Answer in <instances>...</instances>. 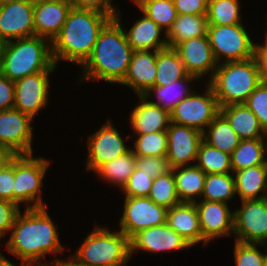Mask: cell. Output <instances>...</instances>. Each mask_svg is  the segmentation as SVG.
Returning a JSON list of instances; mask_svg holds the SVG:
<instances>
[{"label":"cell","instance_id":"6da1fadb","mask_svg":"<svg viewBox=\"0 0 267 266\" xmlns=\"http://www.w3.org/2000/svg\"><path fill=\"white\" fill-rule=\"evenodd\" d=\"M25 209L24 215L19 212L15 218L7 251L32 266H65L67 261L61 259L53 260L52 265L41 263L46 254L64 251L46 207Z\"/></svg>","mask_w":267,"mask_h":266},{"label":"cell","instance_id":"7a4b0ae2","mask_svg":"<svg viewBox=\"0 0 267 266\" xmlns=\"http://www.w3.org/2000/svg\"><path fill=\"white\" fill-rule=\"evenodd\" d=\"M120 11L100 31L97 42L83 66L82 79L121 83L128 71L133 49L123 29Z\"/></svg>","mask_w":267,"mask_h":266},{"label":"cell","instance_id":"3957f363","mask_svg":"<svg viewBox=\"0 0 267 266\" xmlns=\"http://www.w3.org/2000/svg\"><path fill=\"white\" fill-rule=\"evenodd\" d=\"M110 20L101 12L72 7L60 33L50 43L54 64L65 60L83 65L91 55L100 31Z\"/></svg>","mask_w":267,"mask_h":266},{"label":"cell","instance_id":"277c9868","mask_svg":"<svg viewBox=\"0 0 267 266\" xmlns=\"http://www.w3.org/2000/svg\"><path fill=\"white\" fill-rule=\"evenodd\" d=\"M263 81L251 58L242 61L221 62L208 85L216 96L219 108L244 104Z\"/></svg>","mask_w":267,"mask_h":266},{"label":"cell","instance_id":"5b68a950","mask_svg":"<svg viewBox=\"0 0 267 266\" xmlns=\"http://www.w3.org/2000/svg\"><path fill=\"white\" fill-rule=\"evenodd\" d=\"M131 258L130 239L120 230L96 227L71 255L66 266H125Z\"/></svg>","mask_w":267,"mask_h":266},{"label":"cell","instance_id":"8992f818","mask_svg":"<svg viewBox=\"0 0 267 266\" xmlns=\"http://www.w3.org/2000/svg\"><path fill=\"white\" fill-rule=\"evenodd\" d=\"M48 39L33 36L6 44L0 74L15 82L25 76L47 71L53 64Z\"/></svg>","mask_w":267,"mask_h":266},{"label":"cell","instance_id":"52a82bcc","mask_svg":"<svg viewBox=\"0 0 267 266\" xmlns=\"http://www.w3.org/2000/svg\"><path fill=\"white\" fill-rule=\"evenodd\" d=\"M49 163L46 159L34 158L33 154L15 155L13 203L26 202L28 209L45 207L40 197V187ZM29 202L34 203L31 205Z\"/></svg>","mask_w":267,"mask_h":266},{"label":"cell","instance_id":"ba28073f","mask_svg":"<svg viewBox=\"0 0 267 266\" xmlns=\"http://www.w3.org/2000/svg\"><path fill=\"white\" fill-rule=\"evenodd\" d=\"M210 46L217 63L242 61L251 58L253 43L243 25H208Z\"/></svg>","mask_w":267,"mask_h":266},{"label":"cell","instance_id":"9c48e42d","mask_svg":"<svg viewBox=\"0 0 267 266\" xmlns=\"http://www.w3.org/2000/svg\"><path fill=\"white\" fill-rule=\"evenodd\" d=\"M202 95L192 92L171 111V122L194 128L202 133L219 114V105L212 88L207 84ZM206 127V128H204Z\"/></svg>","mask_w":267,"mask_h":266},{"label":"cell","instance_id":"30bf717a","mask_svg":"<svg viewBox=\"0 0 267 266\" xmlns=\"http://www.w3.org/2000/svg\"><path fill=\"white\" fill-rule=\"evenodd\" d=\"M167 210L148 197H125L120 231L131 239L146 228L164 225Z\"/></svg>","mask_w":267,"mask_h":266},{"label":"cell","instance_id":"8fae6325","mask_svg":"<svg viewBox=\"0 0 267 266\" xmlns=\"http://www.w3.org/2000/svg\"><path fill=\"white\" fill-rule=\"evenodd\" d=\"M234 211V235L242 243L265 244L267 241V197L241 201Z\"/></svg>","mask_w":267,"mask_h":266},{"label":"cell","instance_id":"7c38bea8","mask_svg":"<svg viewBox=\"0 0 267 266\" xmlns=\"http://www.w3.org/2000/svg\"><path fill=\"white\" fill-rule=\"evenodd\" d=\"M33 119L16 108L0 111V145L13 154H33Z\"/></svg>","mask_w":267,"mask_h":266},{"label":"cell","instance_id":"4fadbf2b","mask_svg":"<svg viewBox=\"0 0 267 266\" xmlns=\"http://www.w3.org/2000/svg\"><path fill=\"white\" fill-rule=\"evenodd\" d=\"M53 64L47 71L28 75L14 82V108L30 116L46 107L48 103L49 75L54 71Z\"/></svg>","mask_w":267,"mask_h":266},{"label":"cell","instance_id":"5bb4252c","mask_svg":"<svg viewBox=\"0 0 267 266\" xmlns=\"http://www.w3.org/2000/svg\"><path fill=\"white\" fill-rule=\"evenodd\" d=\"M124 142L110 120L107 121L96 133L89 136L86 169L96 172L103 164L130 151Z\"/></svg>","mask_w":267,"mask_h":266},{"label":"cell","instance_id":"9a60e30c","mask_svg":"<svg viewBox=\"0 0 267 266\" xmlns=\"http://www.w3.org/2000/svg\"><path fill=\"white\" fill-rule=\"evenodd\" d=\"M34 2L19 0L0 6V38L6 42L35 36Z\"/></svg>","mask_w":267,"mask_h":266},{"label":"cell","instance_id":"2e32d148","mask_svg":"<svg viewBox=\"0 0 267 266\" xmlns=\"http://www.w3.org/2000/svg\"><path fill=\"white\" fill-rule=\"evenodd\" d=\"M168 149L166 157L172 168L186 166L197 158L200 143L203 141V133L184 125L171 122L168 126Z\"/></svg>","mask_w":267,"mask_h":266},{"label":"cell","instance_id":"e0dca14e","mask_svg":"<svg viewBox=\"0 0 267 266\" xmlns=\"http://www.w3.org/2000/svg\"><path fill=\"white\" fill-rule=\"evenodd\" d=\"M195 205L204 245L214 238L230 236L234 233V211H230L228 204L201 200L196 201Z\"/></svg>","mask_w":267,"mask_h":266},{"label":"cell","instance_id":"ac0fdd59","mask_svg":"<svg viewBox=\"0 0 267 266\" xmlns=\"http://www.w3.org/2000/svg\"><path fill=\"white\" fill-rule=\"evenodd\" d=\"M174 49L179 54L188 74L200 79L212 71V78L218 63L210 46L208 35L181 41Z\"/></svg>","mask_w":267,"mask_h":266},{"label":"cell","instance_id":"d6986e66","mask_svg":"<svg viewBox=\"0 0 267 266\" xmlns=\"http://www.w3.org/2000/svg\"><path fill=\"white\" fill-rule=\"evenodd\" d=\"M70 0H38L34 2L33 24L35 36L50 41L60 33L69 11Z\"/></svg>","mask_w":267,"mask_h":266},{"label":"cell","instance_id":"ffe728a7","mask_svg":"<svg viewBox=\"0 0 267 266\" xmlns=\"http://www.w3.org/2000/svg\"><path fill=\"white\" fill-rule=\"evenodd\" d=\"M191 245L166 223L161 226L149 227L135 234L130 239V254L138 249L146 252H162L180 250Z\"/></svg>","mask_w":267,"mask_h":266},{"label":"cell","instance_id":"44dd1931","mask_svg":"<svg viewBox=\"0 0 267 266\" xmlns=\"http://www.w3.org/2000/svg\"><path fill=\"white\" fill-rule=\"evenodd\" d=\"M156 60L157 51H133L127 74L120 84L130 87L138 96H143L154 86Z\"/></svg>","mask_w":267,"mask_h":266},{"label":"cell","instance_id":"7402d4cb","mask_svg":"<svg viewBox=\"0 0 267 266\" xmlns=\"http://www.w3.org/2000/svg\"><path fill=\"white\" fill-rule=\"evenodd\" d=\"M140 104L131 112L130 122L136 135L166 131L171 123L170 111L151 104L144 96H138Z\"/></svg>","mask_w":267,"mask_h":266},{"label":"cell","instance_id":"603a6c76","mask_svg":"<svg viewBox=\"0 0 267 266\" xmlns=\"http://www.w3.org/2000/svg\"><path fill=\"white\" fill-rule=\"evenodd\" d=\"M166 224L191 246L202 241L199 215L195 203L181 202L169 208Z\"/></svg>","mask_w":267,"mask_h":266},{"label":"cell","instance_id":"cb8c5ba5","mask_svg":"<svg viewBox=\"0 0 267 266\" xmlns=\"http://www.w3.org/2000/svg\"><path fill=\"white\" fill-rule=\"evenodd\" d=\"M219 113L228 121L241 140L267 138L255 114L245 104L221 107Z\"/></svg>","mask_w":267,"mask_h":266},{"label":"cell","instance_id":"d4e9b609","mask_svg":"<svg viewBox=\"0 0 267 266\" xmlns=\"http://www.w3.org/2000/svg\"><path fill=\"white\" fill-rule=\"evenodd\" d=\"M161 31L159 25L144 14L125 34L133 51H159L168 47L167 39L160 38Z\"/></svg>","mask_w":267,"mask_h":266},{"label":"cell","instance_id":"484cf974","mask_svg":"<svg viewBox=\"0 0 267 266\" xmlns=\"http://www.w3.org/2000/svg\"><path fill=\"white\" fill-rule=\"evenodd\" d=\"M234 175L236 194L241 201L267 197V164L236 171Z\"/></svg>","mask_w":267,"mask_h":266},{"label":"cell","instance_id":"4316f807","mask_svg":"<svg viewBox=\"0 0 267 266\" xmlns=\"http://www.w3.org/2000/svg\"><path fill=\"white\" fill-rule=\"evenodd\" d=\"M179 200L195 203L196 196H202L206 174L196 165L175 167L172 169Z\"/></svg>","mask_w":267,"mask_h":266},{"label":"cell","instance_id":"83f0119b","mask_svg":"<svg viewBox=\"0 0 267 266\" xmlns=\"http://www.w3.org/2000/svg\"><path fill=\"white\" fill-rule=\"evenodd\" d=\"M267 138L240 140L230 155L232 172L267 164Z\"/></svg>","mask_w":267,"mask_h":266},{"label":"cell","instance_id":"f1b7e54d","mask_svg":"<svg viewBox=\"0 0 267 266\" xmlns=\"http://www.w3.org/2000/svg\"><path fill=\"white\" fill-rule=\"evenodd\" d=\"M208 19L205 15H179L166 34L168 47L174 48L181 41L206 36Z\"/></svg>","mask_w":267,"mask_h":266},{"label":"cell","instance_id":"f546056e","mask_svg":"<svg viewBox=\"0 0 267 266\" xmlns=\"http://www.w3.org/2000/svg\"><path fill=\"white\" fill-rule=\"evenodd\" d=\"M156 71L154 86L168 85L188 75L179 54L170 47L157 51Z\"/></svg>","mask_w":267,"mask_h":266},{"label":"cell","instance_id":"4dcf8cb0","mask_svg":"<svg viewBox=\"0 0 267 266\" xmlns=\"http://www.w3.org/2000/svg\"><path fill=\"white\" fill-rule=\"evenodd\" d=\"M203 141L224 153L231 155L240 143V138L231 128L228 121L219 113L207 126Z\"/></svg>","mask_w":267,"mask_h":266},{"label":"cell","instance_id":"1f68e13d","mask_svg":"<svg viewBox=\"0 0 267 266\" xmlns=\"http://www.w3.org/2000/svg\"><path fill=\"white\" fill-rule=\"evenodd\" d=\"M196 79L197 78L195 76L188 74L186 77L178 79L171 84L153 86L143 96L148 99L150 94L152 95L151 92H155L157 96V102H149L171 111L181 100L185 99L192 93V91H190V89L185 85Z\"/></svg>","mask_w":267,"mask_h":266},{"label":"cell","instance_id":"d6a6232c","mask_svg":"<svg viewBox=\"0 0 267 266\" xmlns=\"http://www.w3.org/2000/svg\"><path fill=\"white\" fill-rule=\"evenodd\" d=\"M136 168V156L132 149L124 155L103 164L95 173L105 181L123 188Z\"/></svg>","mask_w":267,"mask_h":266},{"label":"cell","instance_id":"836d02e7","mask_svg":"<svg viewBox=\"0 0 267 266\" xmlns=\"http://www.w3.org/2000/svg\"><path fill=\"white\" fill-rule=\"evenodd\" d=\"M142 13L164 30L165 36L171 29L178 13L173 0H133ZM164 28V29H163Z\"/></svg>","mask_w":267,"mask_h":266},{"label":"cell","instance_id":"e575fe53","mask_svg":"<svg viewBox=\"0 0 267 266\" xmlns=\"http://www.w3.org/2000/svg\"><path fill=\"white\" fill-rule=\"evenodd\" d=\"M236 194L234 175L230 173L207 174L202 195L203 200L227 204Z\"/></svg>","mask_w":267,"mask_h":266},{"label":"cell","instance_id":"d590c367","mask_svg":"<svg viewBox=\"0 0 267 266\" xmlns=\"http://www.w3.org/2000/svg\"><path fill=\"white\" fill-rule=\"evenodd\" d=\"M196 166L207 174H226L232 171L230 155L208 145L204 141L200 143Z\"/></svg>","mask_w":267,"mask_h":266},{"label":"cell","instance_id":"8d00e7d4","mask_svg":"<svg viewBox=\"0 0 267 266\" xmlns=\"http://www.w3.org/2000/svg\"><path fill=\"white\" fill-rule=\"evenodd\" d=\"M239 6L238 0H208V25L240 24Z\"/></svg>","mask_w":267,"mask_h":266},{"label":"cell","instance_id":"74e56055","mask_svg":"<svg viewBox=\"0 0 267 266\" xmlns=\"http://www.w3.org/2000/svg\"><path fill=\"white\" fill-rule=\"evenodd\" d=\"M157 205L167 209L181 203L178 197L173 170L165 175L153 179L150 193L148 195Z\"/></svg>","mask_w":267,"mask_h":266},{"label":"cell","instance_id":"f35d334b","mask_svg":"<svg viewBox=\"0 0 267 266\" xmlns=\"http://www.w3.org/2000/svg\"><path fill=\"white\" fill-rule=\"evenodd\" d=\"M134 142L135 156L163 157L167 154L168 138L166 131H157L144 135H137Z\"/></svg>","mask_w":267,"mask_h":266},{"label":"cell","instance_id":"ab89813d","mask_svg":"<svg viewBox=\"0 0 267 266\" xmlns=\"http://www.w3.org/2000/svg\"><path fill=\"white\" fill-rule=\"evenodd\" d=\"M258 245L265 247L261 253ZM234 257L236 266H267V244L242 243L235 240Z\"/></svg>","mask_w":267,"mask_h":266},{"label":"cell","instance_id":"60d3db41","mask_svg":"<svg viewBox=\"0 0 267 266\" xmlns=\"http://www.w3.org/2000/svg\"><path fill=\"white\" fill-rule=\"evenodd\" d=\"M244 104L255 114L259 124L267 133V85L262 81Z\"/></svg>","mask_w":267,"mask_h":266},{"label":"cell","instance_id":"b9f144b4","mask_svg":"<svg viewBox=\"0 0 267 266\" xmlns=\"http://www.w3.org/2000/svg\"><path fill=\"white\" fill-rule=\"evenodd\" d=\"M153 178L142 170L135 168L127 183L122 188L126 197H148Z\"/></svg>","mask_w":267,"mask_h":266},{"label":"cell","instance_id":"7bdbcfd3","mask_svg":"<svg viewBox=\"0 0 267 266\" xmlns=\"http://www.w3.org/2000/svg\"><path fill=\"white\" fill-rule=\"evenodd\" d=\"M136 168L147 173L153 179L157 176L168 174L173 169L166 156H136Z\"/></svg>","mask_w":267,"mask_h":266},{"label":"cell","instance_id":"ee69618b","mask_svg":"<svg viewBox=\"0 0 267 266\" xmlns=\"http://www.w3.org/2000/svg\"><path fill=\"white\" fill-rule=\"evenodd\" d=\"M15 181V155L0 169V199L13 202Z\"/></svg>","mask_w":267,"mask_h":266},{"label":"cell","instance_id":"f6af8a7d","mask_svg":"<svg viewBox=\"0 0 267 266\" xmlns=\"http://www.w3.org/2000/svg\"><path fill=\"white\" fill-rule=\"evenodd\" d=\"M19 212V205L0 199V239L10 232Z\"/></svg>","mask_w":267,"mask_h":266},{"label":"cell","instance_id":"bcb514c9","mask_svg":"<svg viewBox=\"0 0 267 266\" xmlns=\"http://www.w3.org/2000/svg\"><path fill=\"white\" fill-rule=\"evenodd\" d=\"M70 2L74 8L98 11L111 19H114L117 13L115 10L117 8H113L111 0H70Z\"/></svg>","mask_w":267,"mask_h":266},{"label":"cell","instance_id":"7dc6e473","mask_svg":"<svg viewBox=\"0 0 267 266\" xmlns=\"http://www.w3.org/2000/svg\"><path fill=\"white\" fill-rule=\"evenodd\" d=\"M179 15H205L207 14L208 0H173Z\"/></svg>","mask_w":267,"mask_h":266},{"label":"cell","instance_id":"c3c4849f","mask_svg":"<svg viewBox=\"0 0 267 266\" xmlns=\"http://www.w3.org/2000/svg\"><path fill=\"white\" fill-rule=\"evenodd\" d=\"M14 82L0 74V111L14 108Z\"/></svg>","mask_w":267,"mask_h":266},{"label":"cell","instance_id":"681fc988","mask_svg":"<svg viewBox=\"0 0 267 266\" xmlns=\"http://www.w3.org/2000/svg\"><path fill=\"white\" fill-rule=\"evenodd\" d=\"M264 41V45L253 43V50L251 55L254 66L262 75L267 72V32L266 39Z\"/></svg>","mask_w":267,"mask_h":266},{"label":"cell","instance_id":"f907efd6","mask_svg":"<svg viewBox=\"0 0 267 266\" xmlns=\"http://www.w3.org/2000/svg\"><path fill=\"white\" fill-rule=\"evenodd\" d=\"M14 155L7 147L0 145V169L9 163Z\"/></svg>","mask_w":267,"mask_h":266},{"label":"cell","instance_id":"816d5d0a","mask_svg":"<svg viewBox=\"0 0 267 266\" xmlns=\"http://www.w3.org/2000/svg\"><path fill=\"white\" fill-rule=\"evenodd\" d=\"M0 266H15L11 263L8 259H6L1 253H0ZM21 266H31L26 263H21Z\"/></svg>","mask_w":267,"mask_h":266},{"label":"cell","instance_id":"f5cc1de1","mask_svg":"<svg viewBox=\"0 0 267 266\" xmlns=\"http://www.w3.org/2000/svg\"><path fill=\"white\" fill-rule=\"evenodd\" d=\"M6 44H7V42L4 39L0 38V67L2 64L3 57H4V51H5Z\"/></svg>","mask_w":267,"mask_h":266},{"label":"cell","instance_id":"db71d44e","mask_svg":"<svg viewBox=\"0 0 267 266\" xmlns=\"http://www.w3.org/2000/svg\"><path fill=\"white\" fill-rule=\"evenodd\" d=\"M15 1H19V0H0V6L15 2Z\"/></svg>","mask_w":267,"mask_h":266},{"label":"cell","instance_id":"11a10c76","mask_svg":"<svg viewBox=\"0 0 267 266\" xmlns=\"http://www.w3.org/2000/svg\"><path fill=\"white\" fill-rule=\"evenodd\" d=\"M263 82L267 85V72L262 75Z\"/></svg>","mask_w":267,"mask_h":266}]
</instances>
